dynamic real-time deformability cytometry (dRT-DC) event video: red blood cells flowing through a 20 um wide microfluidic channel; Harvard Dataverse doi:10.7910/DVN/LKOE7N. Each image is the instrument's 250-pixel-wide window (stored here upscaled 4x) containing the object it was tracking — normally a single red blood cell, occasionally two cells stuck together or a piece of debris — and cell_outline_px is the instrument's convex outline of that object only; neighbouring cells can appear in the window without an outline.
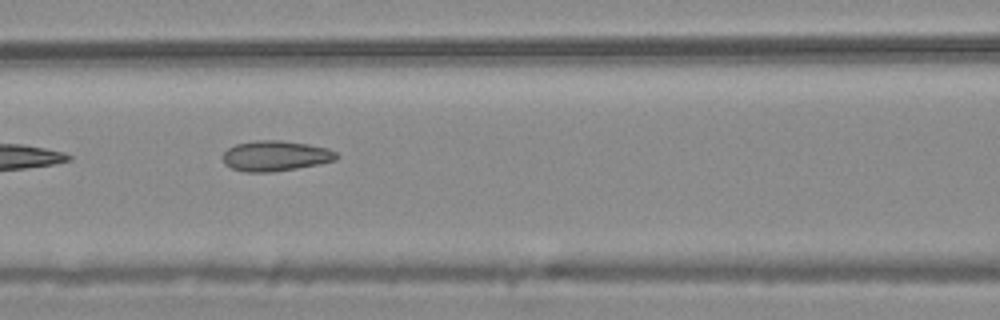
{"species": "common noctule bat (a hibernating species)", "species_latin": "Nyctalus noctula", "temperature_condition": "warm", "stored_images_in_passage": 7, "camera_frame_rate_fps": 3000, "um_per_image_px": 0.085, "animal": {"sex": "male", "body_mass_g": 20.4}, "frame": {"image": 1, "passage_image": 6, "time_ms": 1.667, "image_size_px": [1000, 320], "cell_outline_px": [[340, 156], [336, 160], [320, 164], [272, 172], [244, 172], [232, 168], [224, 164], [224, 152], [228, 148], [236, 144], [256, 140], [280, 140], [308, 144], [328, 148], [336, 152]], "centroid_in_image_um": [23.44, 13.25], "position_along_channel_um": 143.2, "area_um2": 20.17}}
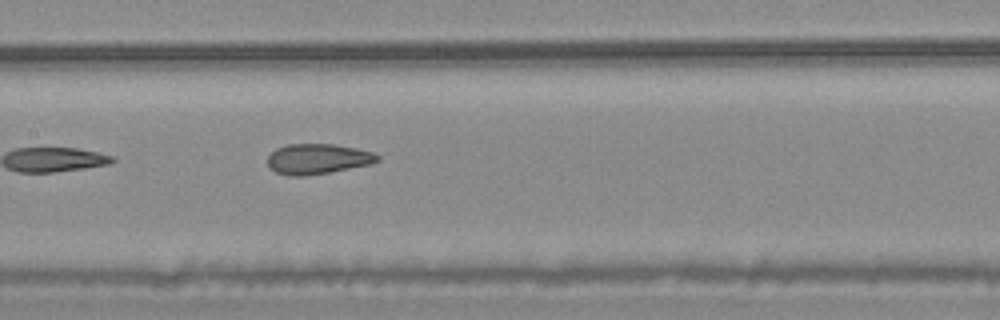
{"frame": {"image": 2, "passage_image": 7, "time_ms": 2.0, "image_size_px": [1000, 320], "cell_outline_px": [[380, 160], [372, 164], [328, 172], [304, 176], [288, 176], [276, 172], [268, 168], [268, 156], [276, 148], [288, 144], [332, 144], [356, 148], [372, 152], [380, 156]], "centroid_in_image_um": [26.99, 13.51], "position_along_channel_um": 180.4, "area_um2": 19.42}}